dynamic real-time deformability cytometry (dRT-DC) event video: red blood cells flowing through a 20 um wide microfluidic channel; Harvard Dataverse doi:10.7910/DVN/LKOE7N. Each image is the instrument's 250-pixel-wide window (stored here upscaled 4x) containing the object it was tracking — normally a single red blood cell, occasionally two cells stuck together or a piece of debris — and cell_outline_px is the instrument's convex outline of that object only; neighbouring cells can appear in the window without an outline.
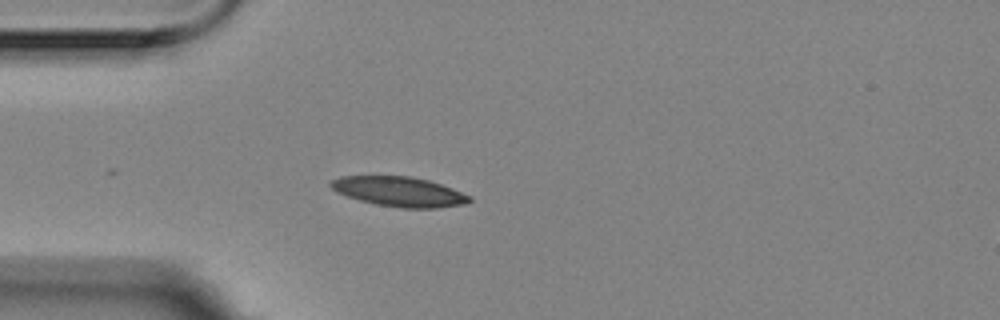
{"species": "Egyptian fruit bat (a non-hibernating species)", "species_latin": "Rousettus aegyptiacus", "temperature_condition": "room temperature", "stored_images_in_passage": 5, "camera_frame_rate_fps": 3000, "um_per_image_px": 0.085, "animal": {"sex": "female"}, "frame": {"image": 1, "passage_image": 4, "time_ms": 1.0, "image_size_px": [1000, 320], "cell_outline_px": [[472, 200], [464, 204], [436, 208], [400, 208], [376, 204], [360, 200], [336, 192], [328, 184], [332, 180], [340, 176], [412, 176], [428, 180], [452, 188], [472, 196]], "centroid_in_image_um": [33.94, 16.28], "position_along_channel_um": 51.1, "area_um2": 24.04}}